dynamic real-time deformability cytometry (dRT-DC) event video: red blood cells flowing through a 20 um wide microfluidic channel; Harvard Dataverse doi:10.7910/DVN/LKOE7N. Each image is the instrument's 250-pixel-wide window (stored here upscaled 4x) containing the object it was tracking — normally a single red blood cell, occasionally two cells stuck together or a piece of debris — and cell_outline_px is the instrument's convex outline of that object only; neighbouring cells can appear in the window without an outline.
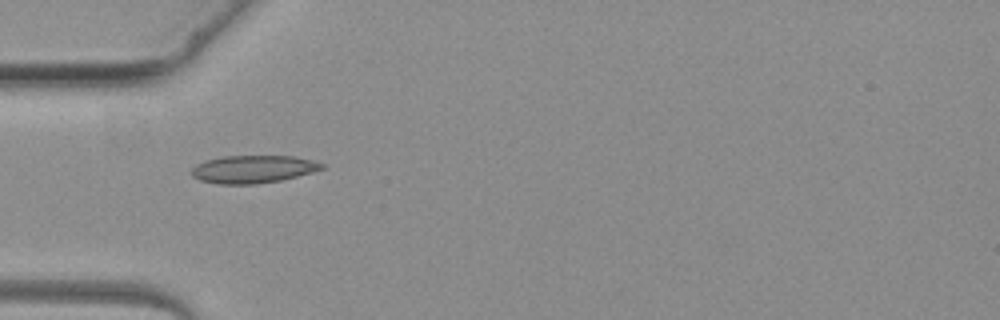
{"species": "common noctule bat (a hibernating species)", "species_latin": "Nyctalus noctula", "temperature_condition": "warm", "stored_images_in_passage": 3, "camera_frame_rate_fps": 3000, "um_per_image_px": 0.085, "animal": {"sex": "female", "body_mass_g": 19.3, "forearm_length_mm": 54.1}, "frame": {"image": 1, "passage_image": 3, "time_ms": 3.333, "image_size_px": [1000, 320], "cell_outline_px": [[324, 168], [312, 172], [280, 180], [256, 184], [216, 184], [200, 180], [192, 176], [192, 168], [196, 164], [204, 160], [224, 156], [292, 156], [312, 160], [324, 164]], "centroid_in_image_um": [21.48, 14.38], "position_along_channel_um": 63.5, "area_um2": 20.98}}